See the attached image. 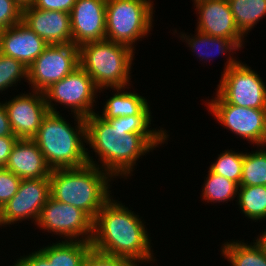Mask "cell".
<instances>
[{"instance_id":"1","label":"cell","mask_w":266,"mask_h":266,"mask_svg":"<svg viewBox=\"0 0 266 266\" xmlns=\"http://www.w3.org/2000/svg\"><path fill=\"white\" fill-rule=\"evenodd\" d=\"M151 121L152 115L104 119L95 112L86 117V144L100 162L94 161L87 149L88 164L98 166L112 178L131 177L136 161L164 145L170 136L166 129L150 128Z\"/></svg>"},{"instance_id":"2","label":"cell","mask_w":266,"mask_h":266,"mask_svg":"<svg viewBox=\"0 0 266 266\" xmlns=\"http://www.w3.org/2000/svg\"><path fill=\"white\" fill-rule=\"evenodd\" d=\"M110 198L93 220V249L140 263H154L145 222L120 201Z\"/></svg>"},{"instance_id":"3","label":"cell","mask_w":266,"mask_h":266,"mask_svg":"<svg viewBox=\"0 0 266 266\" xmlns=\"http://www.w3.org/2000/svg\"><path fill=\"white\" fill-rule=\"evenodd\" d=\"M73 117L74 127L60 113L49 111L33 138L52 170L88 164L85 118L75 114Z\"/></svg>"},{"instance_id":"4","label":"cell","mask_w":266,"mask_h":266,"mask_svg":"<svg viewBox=\"0 0 266 266\" xmlns=\"http://www.w3.org/2000/svg\"><path fill=\"white\" fill-rule=\"evenodd\" d=\"M49 179L52 198L81 209L92 220L112 197V177L95 165L55 169Z\"/></svg>"},{"instance_id":"5","label":"cell","mask_w":266,"mask_h":266,"mask_svg":"<svg viewBox=\"0 0 266 266\" xmlns=\"http://www.w3.org/2000/svg\"><path fill=\"white\" fill-rule=\"evenodd\" d=\"M78 50L79 66L92 78L99 93L102 89L131 86L136 49L105 39L83 44Z\"/></svg>"},{"instance_id":"6","label":"cell","mask_w":266,"mask_h":266,"mask_svg":"<svg viewBox=\"0 0 266 266\" xmlns=\"http://www.w3.org/2000/svg\"><path fill=\"white\" fill-rule=\"evenodd\" d=\"M153 5L152 0H107L106 40L134 49L137 40L151 34Z\"/></svg>"},{"instance_id":"7","label":"cell","mask_w":266,"mask_h":266,"mask_svg":"<svg viewBox=\"0 0 266 266\" xmlns=\"http://www.w3.org/2000/svg\"><path fill=\"white\" fill-rule=\"evenodd\" d=\"M216 93L228 104L266 109V85L257 71L228 55Z\"/></svg>"},{"instance_id":"8","label":"cell","mask_w":266,"mask_h":266,"mask_svg":"<svg viewBox=\"0 0 266 266\" xmlns=\"http://www.w3.org/2000/svg\"><path fill=\"white\" fill-rule=\"evenodd\" d=\"M43 93L50 112L60 113L57 111L58 104H56L59 103L70 109L71 114L84 118L95 113L93 108L96 106L95 98H98V89L92 78L80 66L62 80L53 83ZM52 101L56 102L55 105Z\"/></svg>"},{"instance_id":"9","label":"cell","mask_w":266,"mask_h":266,"mask_svg":"<svg viewBox=\"0 0 266 266\" xmlns=\"http://www.w3.org/2000/svg\"><path fill=\"white\" fill-rule=\"evenodd\" d=\"M215 94L216 97L206 100L207 109L214 119L248 143L266 146V109L228 104Z\"/></svg>"},{"instance_id":"10","label":"cell","mask_w":266,"mask_h":266,"mask_svg":"<svg viewBox=\"0 0 266 266\" xmlns=\"http://www.w3.org/2000/svg\"><path fill=\"white\" fill-rule=\"evenodd\" d=\"M37 227L60 236L64 241L91 242L93 220L81 209L48 198L36 222Z\"/></svg>"},{"instance_id":"11","label":"cell","mask_w":266,"mask_h":266,"mask_svg":"<svg viewBox=\"0 0 266 266\" xmlns=\"http://www.w3.org/2000/svg\"><path fill=\"white\" fill-rule=\"evenodd\" d=\"M78 66L79 50L75 44L47 45L42 54L28 67L27 83L33 91L44 92Z\"/></svg>"},{"instance_id":"12","label":"cell","mask_w":266,"mask_h":266,"mask_svg":"<svg viewBox=\"0 0 266 266\" xmlns=\"http://www.w3.org/2000/svg\"><path fill=\"white\" fill-rule=\"evenodd\" d=\"M50 196L49 178L21 179L17 193L0 209V227L29 219L35 225Z\"/></svg>"},{"instance_id":"13","label":"cell","mask_w":266,"mask_h":266,"mask_svg":"<svg viewBox=\"0 0 266 266\" xmlns=\"http://www.w3.org/2000/svg\"><path fill=\"white\" fill-rule=\"evenodd\" d=\"M4 106L12 132L18 139H33L42 119L49 112L44 93L33 90L6 100Z\"/></svg>"},{"instance_id":"14","label":"cell","mask_w":266,"mask_h":266,"mask_svg":"<svg viewBox=\"0 0 266 266\" xmlns=\"http://www.w3.org/2000/svg\"><path fill=\"white\" fill-rule=\"evenodd\" d=\"M197 11L195 30L214 37L233 40L240 48L244 35L237 28L228 0H192Z\"/></svg>"},{"instance_id":"15","label":"cell","mask_w":266,"mask_h":266,"mask_svg":"<svg viewBox=\"0 0 266 266\" xmlns=\"http://www.w3.org/2000/svg\"><path fill=\"white\" fill-rule=\"evenodd\" d=\"M107 0H76L70 12L72 43L77 47L106 39Z\"/></svg>"},{"instance_id":"16","label":"cell","mask_w":266,"mask_h":266,"mask_svg":"<svg viewBox=\"0 0 266 266\" xmlns=\"http://www.w3.org/2000/svg\"><path fill=\"white\" fill-rule=\"evenodd\" d=\"M22 21L48 45L72 43L70 13L30 6L23 9Z\"/></svg>"},{"instance_id":"17","label":"cell","mask_w":266,"mask_h":266,"mask_svg":"<svg viewBox=\"0 0 266 266\" xmlns=\"http://www.w3.org/2000/svg\"><path fill=\"white\" fill-rule=\"evenodd\" d=\"M0 42V53L21 61L27 68L48 45L23 21L0 30Z\"/></svg>"},{"instance_id":"18","label":"cell","mask_w":266,"mask_h":266,"mask_svg":"<svg viewBox=\"0 0 266 266\" xmlns=\"http://www.w3.org/2000/svg\"><path fill=\"white\" fill-rule=\"evenodd\" d=\"M21 179L49 178L52 169L33 139H18L5 166Z\"/></svg>"},{"instance_id":"19","label":"cell","mask_w":266,"mask_h":266,"mask_svg":"<svg viewBox=\"0 0 266 266\" xmlns=\"http://www.w3.org/2000/svg\"><path fill=\"white\" fill-rule=\"evenodd\" d=\"M131 87L113 88L116 92L103 107L101 117L112 119L123 116L151 115L149 101L138 93L124 91Z\"/></svg>"},{"instance_id":"20","label":"cell","mask_w":266,"mask_h":266,"mask_svg":"<svg viewBox=\"0 0 266 266\" xmlns=\"http://www.w3.org/2000/svg\"><path fill=\"white\" fill-rule=\"evenodd\" d=\"M195 35H187L185 33L180 32V39L184 41L191 51L198 55L199 60L201 61H210L211 58L216 57L217 54L227 55L234 51L240 49V47L231 39H226L223 37H214L211 35H207L195 30ZM230 52V53H229ZM216 55V56H215ZM218 57V56H217ZM204 59V60H203Z\"/></svg>"},{"instance_id":"21","label":"cell","mask_w":266,"mask_h":266,"mask_svg":"<svg viewBox=\"0 0 266 266\" xmlns=\"http://www.w3.org/2000/svg\"><path fill=\"white\" fill-rule=\"evenodd\" d=\"M253 241L250 245L248 241L244 243V240L224 242L220 250L221 256H224L231 266H266L264 246L256 238Z\"/></svg>"},{"instance_id":"22","label":"cell","mask_w":266,"mask_h":266,"mask_svg":"<svg viewBox=\"0 0 266 266\" xmlns=\"http://www.w3.org/2000/svg\"><path fill=\"white\" fill-rule=\"evenodd\" d=\"M91 248V242L58 240L39 250L53 266H82Z\"/></svg>"},{"instance_id":"23","label":"cell","mask_w":266,"mask_h":266,"mask_svg":"<svg viewBox=\"0 0 266 266\" xmlns=\"http://www.w3.org/2000/svg\"><path fill=\"white\" fill-rule=\"evenodd\" d=\"M235 24L246 37L266 16V0H228Z\"/></svg>"},{"instance_id":"24","label":"cell","mask_w":266,"mask_h":266,"mask_svg":"<svg viewBox=\"0 0 266 266\" xmlns=\"http://www.w3.org/2000/svg\"><path fill=\"white\" fill-rule=\"evenodd\" d=\"M236 198L245 217L255 222L266 219V186H239Z\"/></svg>"},{"instance_id":"25","label":"cell","mask_w":266,"mask_h":266,"mask_svg":"<svg viewBox=\"0 0 266 266\" xmlns=\"http://www.w3.org/2000/svg\"><path fill=\"white\" fill-rule=\"evenodd\" d=\"M206 179L204 180V184L202 185V198L207 203H220L234 200V198L238 194L239 185L227 179L221 175L213 173L210 169L208 170V174L206 175ZM228 201V202H227Z\"/></svg>"},{"instance_id":"26","label":"cell","mask_w":266,"mask_h":266,"mask_svg":"<svg viewBox=\"0 0 266 266\" xmlns=\"http://www.w3.org/2000/svg\"><path fill=\"white\" fill-rule=\"evenodd\" d=\"M257 148L258 150L251 151V153L244 152L240 186H266L265 145L257 146Z\"/></svg>"},{"instance_id":"27","label":"cell","mask_w":266,"mask_h":266,"mask_svg":"<svg viewBox=\"0 0 266 266\" xmlns=\"http://www.w3.org/2000/svg\"><path fill=\"white\" fill-rule=\"evenodd\" d=\"M216 158L217 160L215 159L209 169L213 173L230 179L240 186L244 153L227 149Z\"/></svg>"},{"instance_id":"28","label":"cell","mask_w":266,"mask_h":266,"mask_svg":"<svg viewBox=\"0 0 266 266\" xmlns=\"http://www.w3.org/2000/svg\"><path fill=\"white\" fill-rule=\"evenodd\" d=\"M28 82V68L19 60L0 53V91L17 86L21 80Z\"/></svg>"},{"instance_id":"29","label":"cell","mask_w":266,"mask_h":266,"mask_svg":"<svg viewBox=\"0 0 266 266\" xmlns=\"http://www.w3.org/2000/svg\"><path fill=\"white\" fill-rule=\"evenodd\" d=\"M82 266H139V263L130 259L105 254L91 248Z\"/></svg>"},{"instance_id":"30","label":"cell","mask_w":266,"mask_h":266,"mask_svg":"<svg viewBox=\"0 0 266 266\" xmlns=\"http://www.w3.org/2000/svg\"><path fill=\"white\" fill-rule=\"evenodd\" d=\"M21 178L8 169L0 168V209L17 193Z\"/></svg>"},{"instance_id":"31","label":"cell","mask_w":266,"mask_h":266,"mask_svg":"<svg viewBox=\"0 0 266 266\" xmlns=\"http://www.w3.org/2000/svg\"><path fill=\"white\" fill-rule=\"evenodd\" d=\"M23 10L13 0H0V30L22 21Z\"/></svg>"},{"instance_id":"32","label":"cell","mask_w":266,"mask_h":266,"mask_svg":"<svg viewBox=\"0 0 266 266\" xmlns=\"http://www.w3.org/2000/svg\"><path fill=\"white\" fill-rule=\"evenodd\" d=\"M76 0H34L33 7L48 11L70 13Z\"/></svg>"},{"instance_id":"33","label":"cell","mask_w":266,"mask_h":266,"mask_svg":"<svg viewBox=\"0 0 266 266\" xmlns=\"http://www.w3.org/2000/svg\"><path fill=\"white\" fill-rule=\"evenodd\" d=\"M13 266H53L49 263L48 258L39 250L31 252L28 255H23L15 261Z\"/></svg>"},{"instance_id":"34","label":"cell","mask_w":266,"mask_h":266,"mask_svg":"<svg viewBox=\"0 0 266 266\" xmlns=\"http://www.w3.org/2000/svg\"><path fill=\"white\" fill-rule=\"evenodd\" d=\"M18 138L16 136L0 137V168H4L8 162L13 145Z\"/></svg>"},{"instance_id":"35","label":"cell","mask_w":266,"mask_h":266,"mask_svg":"<svg viewBox=\"0 0 266 266\" xmlns=\"http://www.w3.org/2000/svg\"><path fill=\"white\" fill-rule=\"evenodd\" d=\"M2 136H15L12 132L8 113L4 103L0 102V137Z\"/></svg>"},{"instance_id":"36","label":"cell","mask_w":266,"mask_h":266,"mask_svg":"<svg viewBox=\"0 0 266 266\" xmlns=\"http://www.w3.org/2000/svg\"><path fill=\"white\" fill-rule=\"evenodd\" d=\"M22 10L33 6L34 0H13Z\"/></svg>"},{"instance_id":"37","label":"cell","mask_w":266,"mask_h":266,"mask_svg":"<svg viewBox=\"0 0 266 266\" xmlns=\"http://www.w3.org/2000/svg\"><path fill=\"white\" fill-rule=\"evenodd\" d=\"M261 233H260V236L258 235V237H256V238L264 246V248L266 250V229L264 232L262 231Z\"/></svg>"}]
</instances>
